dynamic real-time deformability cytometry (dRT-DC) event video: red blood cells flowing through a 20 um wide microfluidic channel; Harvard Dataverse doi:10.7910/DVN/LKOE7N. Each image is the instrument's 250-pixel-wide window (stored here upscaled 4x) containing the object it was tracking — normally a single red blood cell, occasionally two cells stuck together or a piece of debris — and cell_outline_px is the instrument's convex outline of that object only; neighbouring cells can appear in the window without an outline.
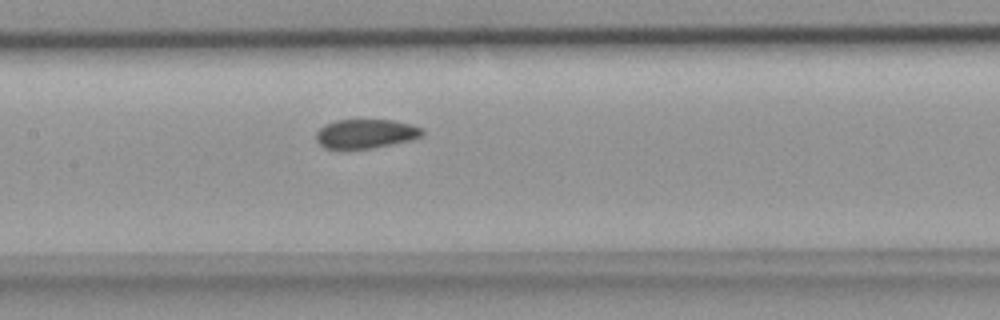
{"species": "common noctule bat (a hibernating species)", "species_latin": "Nyctalus noctula", "temperature_condition": "room temperature", "stored_images_in_passage": 4, "camera_frame_rate_fps": 3000, "um_per_image_px": 0.085, "animal": {"sex": "female", "body_mass_g": 18.4}, "frame": {"image": 1, "passage_image": 4, "time_ms": 1.0, "image_size_px": [1000, 320], "cell_outline_px": [[424, 132], [420, 136], [412, 140], [372, 148], [340, 152], [324, 148], [316, 140], [316, 132], [324, 124], [336, 120], [392, 120], [412, 124], [424, 128]], "centroid_in_image_um": [31.04, 11.4], "position_along_channel_um": 176.4, "area_um2": 18.73}}